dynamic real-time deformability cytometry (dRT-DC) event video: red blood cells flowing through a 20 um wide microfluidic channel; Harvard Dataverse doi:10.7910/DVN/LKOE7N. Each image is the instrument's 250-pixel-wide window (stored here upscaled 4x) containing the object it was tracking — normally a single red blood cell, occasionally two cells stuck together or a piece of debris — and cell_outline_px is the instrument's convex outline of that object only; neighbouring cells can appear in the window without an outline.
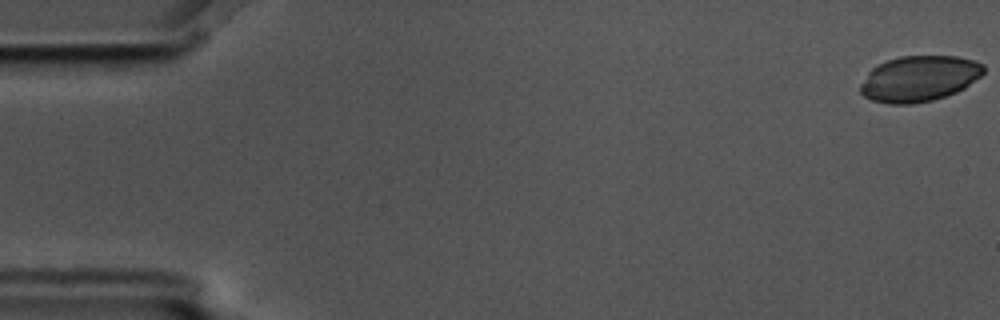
{"species": "common noctule bat (a hibernating species)", "species_latin": "Nyctalus noctula", "temperature_condition": "cold", "stored_images_in_passage": 6, "camera_frame_rate_fps": 3000, "um_per_image_px": 0.085, "animal": {"sex": "male", "body_mass_g": 17.5, "forearm_length_mm": 52.3}, "frame": {"image": 1, "passage_image": 1, "time_ms": 0.0, "image_size_px": [1000, 320], "cell_outline_px": [[984, 72], [980, 76], [964, 88], [956, 92], [932, 100], [912, 104], [888, 104], [872, 100], [864, 96], [860, 92], [860, 84], [868, 72], [872, 68], [888, 60], [900, 56], [956, 56], [972, 60], [984, 64]], "centroid_in_image_um": [78.11, 6.68], "position_along_channel_um": 6.9, "area_um2": 32.71}}